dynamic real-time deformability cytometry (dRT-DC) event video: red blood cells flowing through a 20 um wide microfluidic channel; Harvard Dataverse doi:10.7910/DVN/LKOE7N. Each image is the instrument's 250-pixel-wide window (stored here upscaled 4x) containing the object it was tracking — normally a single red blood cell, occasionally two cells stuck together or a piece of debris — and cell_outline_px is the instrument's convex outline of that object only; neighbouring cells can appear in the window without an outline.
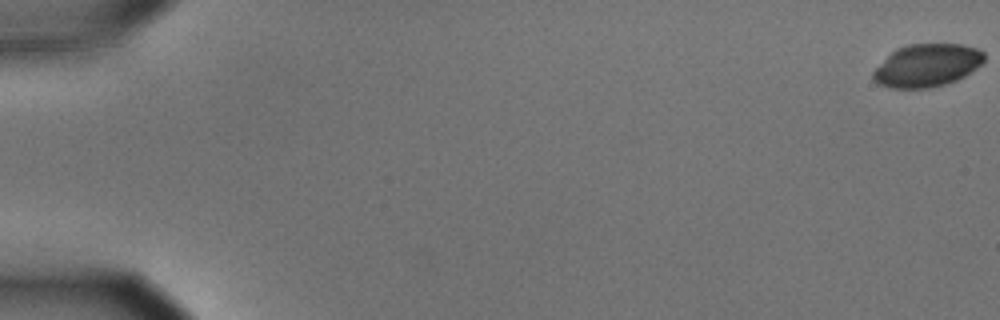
{"species": "common noctule bat (a hibernating species)", "species_latin": "Nyctalus noctula", "temperature_condition": "cold", "stored_images_in_passage": 58, "camera_frame_rate_fps": 3000, "um_per_image_px": 0.085, "animal": {"sex": "male", "body_mass_g": 15.6}, "frame": {"image": 1, "passage_image": 1, "time_ms": 0.0, "image_size_px": [1000, 320], "cell_outline_px": [[984, 60], [976, 68], [964, 76], [956, 80], [944, 84], [928, 88], [888, 88], [872, 80], [872, 72], [896, 48], [908, 44], [960, 44], [976, 48], [984, 52]], "centroid_in_image_um": [78.78, 5.56], "position_along_channel_um": 6.2, "area_um2": 27.51}}
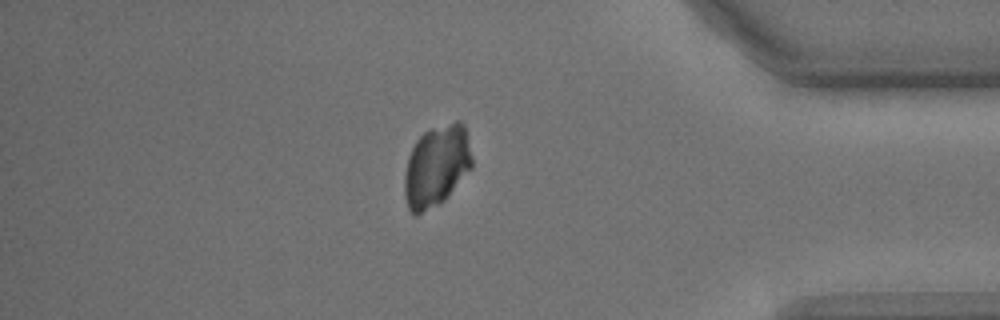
{"frame": {"image": 2, "passage_image": 50, "time_ms": 16.333, "image_size_px": [1000, 320], "cell_outline_px": [[472, 168], [444, 200], [440, 204], [416, 216], [408, 208], [404, 192], [404, 176], [408, 156], [416, 140], [424, 132], [432, 128], [456, 120], [460, 120], [464, 124], [472, 156]], "centroid_in_image_um": [37.1, 14.11], "position_along_channel_um": 398.1, "area_um2": 32.19}}
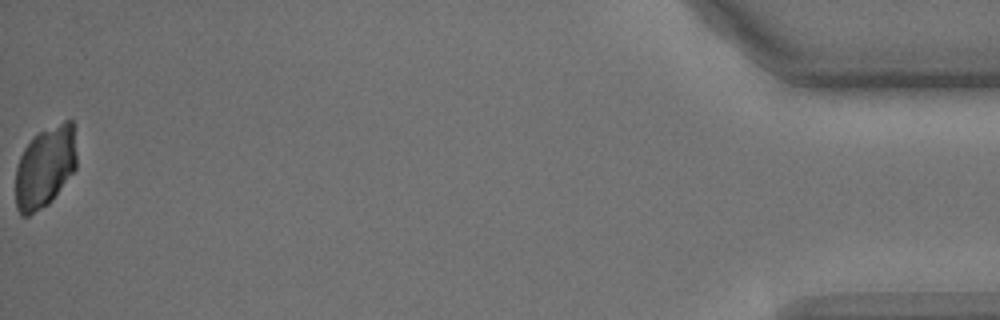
{"frame": {"image": 3, "passage_image": 58, "time_ms": 19.0, "image_size_px": [1000, 320], "cell_outline_px": [[76, 168], [52, 200], [48, 204], [28, 216], [20, 216], [16, 208], [16, 168], [20, 156], [24, 148], [32, 136], [64, 120], [72, 120], [76, 152]], "centroid_in_image_um": [3.81, 14.21], "position_along_channel_um": 431.4, "area_um2": 28.96}}